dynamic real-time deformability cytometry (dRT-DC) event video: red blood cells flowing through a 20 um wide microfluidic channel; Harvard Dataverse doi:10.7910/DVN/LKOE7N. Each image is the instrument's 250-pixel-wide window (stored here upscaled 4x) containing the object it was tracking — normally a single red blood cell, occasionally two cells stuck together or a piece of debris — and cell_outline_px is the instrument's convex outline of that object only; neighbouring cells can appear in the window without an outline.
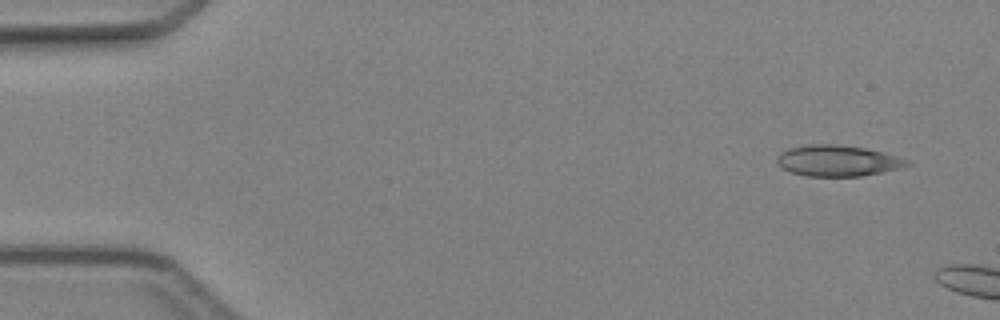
{"species": "Egyptian fruit bat (a non-hibernating species)", "species_latin": "Rousettus aegyptiacus", "temperature_condition": "cold", "stored_images_in_passage": 4, "camera_frame_rate_fps": 3000, "um_per_image_px": 0.085, "animal": {"sex": "female"}, "frame": {"image": 1, "passage_image": 1, "time_ms": 0.0, "image_size_px": [1000, 320], "cell_outline_px": [[912, 164], [904, 168], [884, 172], [860, 176], [804, 176], [792, 172], [776, 164], [776, 156], [780, 152], [788, 148], [816, 144], [832, 144], [864, 148], [896, 156], [908, 160]], "centroid_in_image_um": [71.2, 13.67], "position_along_channel_um": 13.8, "area_um2": 23.47}}